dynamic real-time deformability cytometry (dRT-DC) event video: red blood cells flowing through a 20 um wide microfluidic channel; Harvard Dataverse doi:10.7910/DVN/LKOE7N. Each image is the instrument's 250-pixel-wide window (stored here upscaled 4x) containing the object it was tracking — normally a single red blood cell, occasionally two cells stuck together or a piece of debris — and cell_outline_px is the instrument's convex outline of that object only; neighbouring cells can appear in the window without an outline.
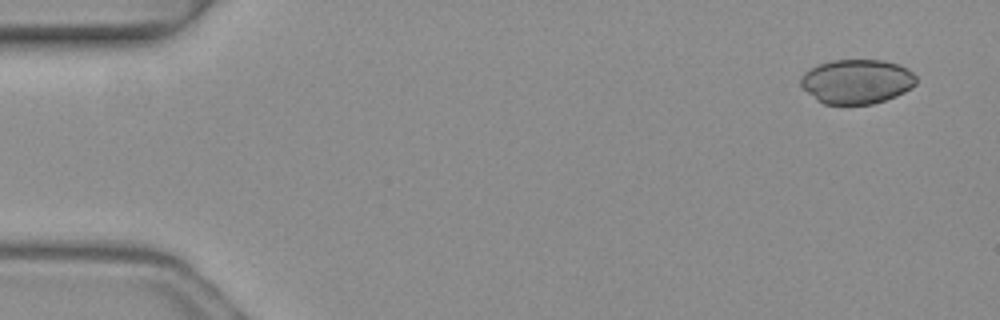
{"species": "common noctule bat (a hibernating species)", "species_latin": "Nyctalus noctula", "temperature_condition": "warm", "stored_images_in_passage": 6, "segment_of_instrument_passage": [2, 2], "camera_frame_rate_fps": 3000, "um_per_image_px": 0.085, "animal": {"sex": "female", "body_mass_g": 19.3, "forearm_length_mm": 54.1}, "frame": {"image": 1, "passage_image": 6, "time_ms": 1.667, "image_size_px": [1000, 320], "cell_outline_px": [[916, 84], [912, 88], [896, 96], [872, 104], [824, 104], [816, 100], [800, 84], [800, 76], [804, 72], [820, 64], [832, 60], [884, 60], [896, 64], [912, 72], [916, 76]], "centroid_in_image_um": [72.82, 6.93], "position_along_channel_um": 12.2, "area_um2": 29.77}}